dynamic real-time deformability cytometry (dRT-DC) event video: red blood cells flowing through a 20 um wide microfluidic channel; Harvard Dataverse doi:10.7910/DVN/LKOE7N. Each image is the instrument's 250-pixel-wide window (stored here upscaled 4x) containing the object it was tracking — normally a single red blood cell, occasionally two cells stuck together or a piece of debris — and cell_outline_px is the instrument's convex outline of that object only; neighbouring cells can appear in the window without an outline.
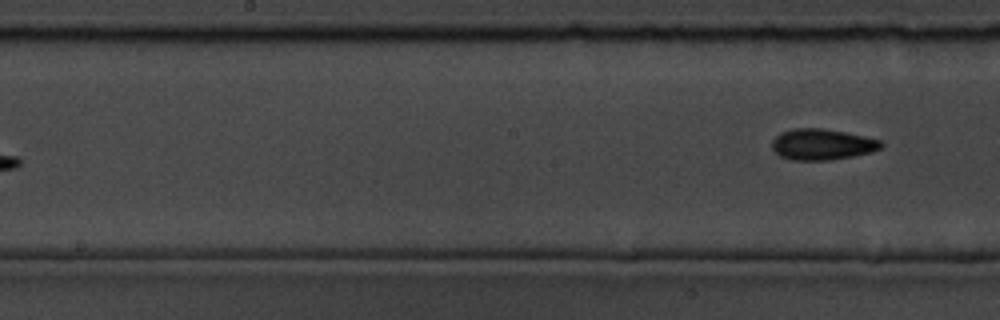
{"species": "common noctule bat (a hibernating species)", "species_latin": "Nyctalus noctula", "temperature_condition": "room temperature", "stored_images_in_passage": 9, "camera_frame_rate_fps": 3000, "um_per_image_px": 0.085, "animal": {"sex": "male", "body_mass_g": 19.5, "forearm_length_mm": 54.6}, "frame": {"image": 1, "passage_image": 9, "time_ms": 10.0, "image_size_px": [1000, 320], "cell_outline_px": [[884, 144], [880, 148], [872, 152], [832, 160], [792, 160], [780, 156], [772, 148], [772, 140], [780, 132], [792, 128], [824, 128], [864, 136], [880, 140]], "centroid_in_image_um": [69.86, 12.27], "position_along_channel_um": 178.3, "area_um2": 19.77}}